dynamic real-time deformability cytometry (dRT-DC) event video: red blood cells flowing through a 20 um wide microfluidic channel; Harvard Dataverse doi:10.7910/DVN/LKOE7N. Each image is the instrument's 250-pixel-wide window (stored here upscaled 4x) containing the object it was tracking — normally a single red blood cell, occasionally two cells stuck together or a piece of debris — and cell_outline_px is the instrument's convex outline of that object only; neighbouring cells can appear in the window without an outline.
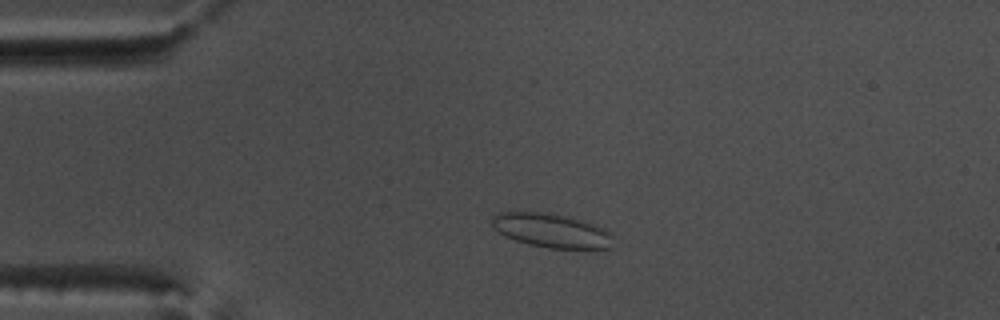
{"species": "common noctule bat (a hibernating species)", "species_latin": "Nyctalus noctula", "temperature_condition": "warm", "stored_images_in_passage": 50, "camera_frame_rate_fps": 3000, "um_per_image_px": 0.085, "animal": {"sex": "male", "body_mass_g": 17.5, "forearm_length_mm": 52.3}, "frame": {"image": 1, "passage_image": 9, "time_ms": 2.667, "image_size_px": [1000, 320], "cell_outline_px": [[612, 248], [548, 248], [528, 244], [516, 240], [500, 232], [492, 224], [492, 216], [500, 212], [544, 212], [568, 216], [596, 224], [604, 228], [612, 236]], "centroid_in_image_um": [46.9, 19.58], "position_along_channel_um": 38.1, "area_um2": 23.81}}
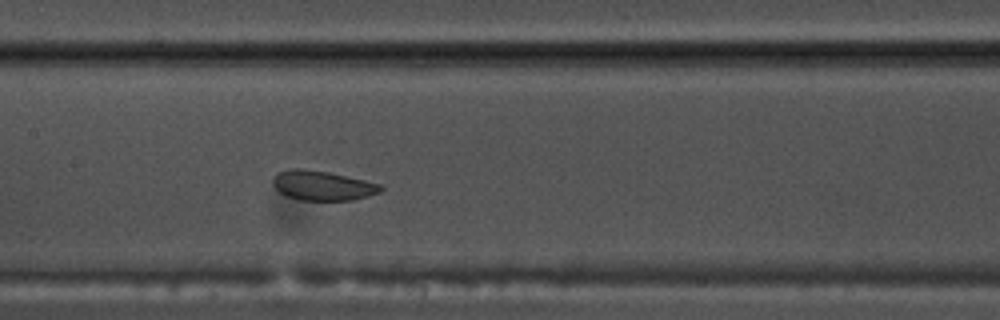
{"frame": {"image": 2, "passage_image": 23, "time_ms": 7.333, "image_size_px": [1000, 320], "cell_outline_px": [[384, 188], [380, 192], [368, 196], [352, 200], [300, 200], [288, 196], [280, 192], [272, 184], [272, 180], [280, 172], [288, 168], [304, 168], [328, 172], [384, 184]], "centroid_in_image_um": [27.45, 15.76], "position_along_channel_um": 179.9, "area_um2": 18.67}}
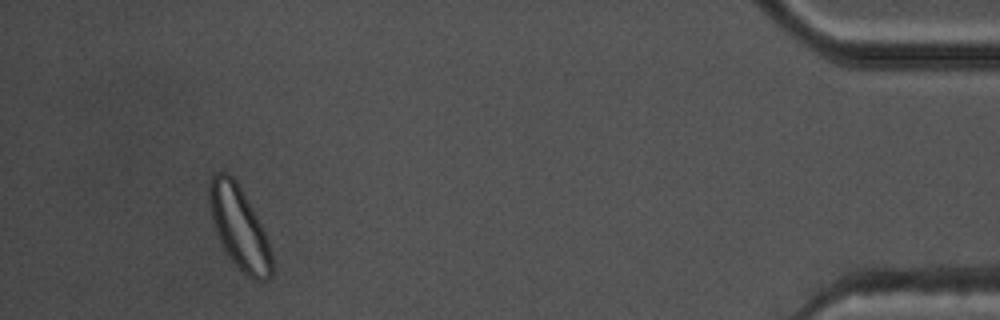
{"frame": {"image": 3, "passage_image": 47, "time_ms": 15.333, "image_size_px": [1000, 320], "cell_outline_px": [[272, 276], [268, 280], [252, 280], [228, 256], [216, 232], [212, 220], [208, 200], [208, 184], [212, 176], [220, 172], [228, 172], [236, 180], [256, 216], [264, 232], [272, 256]], "centroid_in_image_um": [20.31, 19.34], "position_along_channel_um": 414.9, "area_um2": 29.59}, "authors_computed_cell_mechanics": {"area_um2": 22.0507, "velocity_mm_per_s": 3.7683, "shape_relaxation_time_tau1_ms": 4.002, "shape_relaxation_time_tau2_ms": 2.5558, "deformation_change_tau1": 0.0725, "deformation_change_tau2": 0.058}}